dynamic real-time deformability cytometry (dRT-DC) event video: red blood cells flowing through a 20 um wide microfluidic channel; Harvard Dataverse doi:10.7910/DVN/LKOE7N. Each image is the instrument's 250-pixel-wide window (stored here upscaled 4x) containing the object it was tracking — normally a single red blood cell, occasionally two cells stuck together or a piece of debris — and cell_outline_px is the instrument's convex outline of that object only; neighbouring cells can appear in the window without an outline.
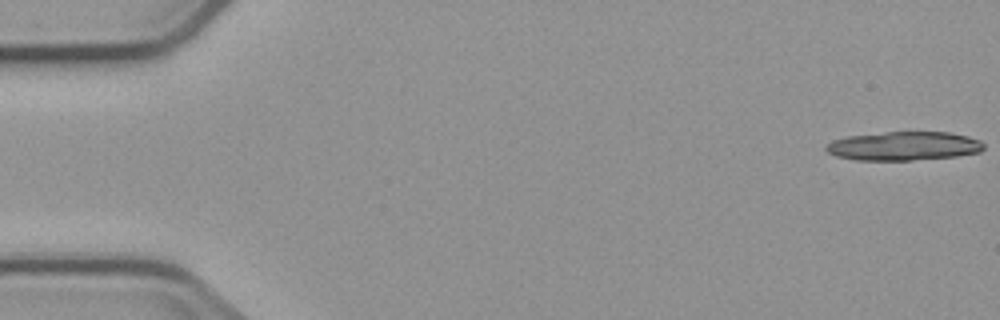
{"species": "common noctule bat (a hibernating species)", "species_latin": "Nyctalus noctula", "temperature_condition": "cold", "stored_images_in_passage": 5, "camera_frame_rate_fps": 3000, "um_per_image_px": 0.085, "animal": {"sex": "male", "body_mass_g": 23.1, "forearm_length_mm": 52.7}, "frame": {"image": 1, "passage_image": 1, "time_ms": 0.0, "image_size_px": [1000, 320], "cell_outline_px": [[984, 148], [980, 152], [956, 156], [912, 160], [856, 160], [836, 156], [828, 152], [824, 148], [832, 140], [848, 136], [884, 132], [948, 132], [968, 136], [980, 140], [984, 144]], "centroid_in_image_um": [76.83, 12.41], "position_along_channel_um": 8.2, "area_um2": 26.47}}